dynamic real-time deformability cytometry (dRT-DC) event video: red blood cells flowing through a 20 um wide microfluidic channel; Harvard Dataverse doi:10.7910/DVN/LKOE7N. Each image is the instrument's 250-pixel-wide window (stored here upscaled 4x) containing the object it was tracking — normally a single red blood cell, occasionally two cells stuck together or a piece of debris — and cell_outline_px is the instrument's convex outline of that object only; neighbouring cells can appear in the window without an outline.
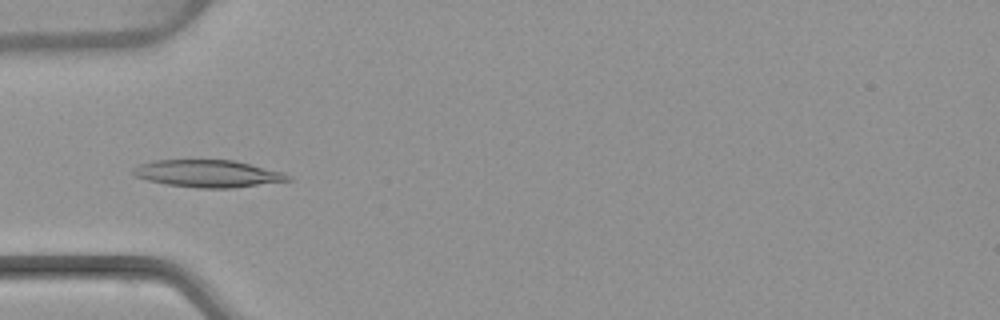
{"species": "common noctule bat (a hibernating species)", "species_latin": "Nyctalus noctula", "temperature_condition": "warm", "stored_images_in_passage": 53, "camera_frame_rate_fps": 3000, "um_per_image_px": 0.085, "animal": {"sex": "female", "body_mass_g": 22.7, "forearm_length_mm": 54.2}, "frame": {"image": 1, "passage_image": 17, "time_ms": 5.333, "image_size_px": [1000, 320], "cell_outline_px": [[292, 180], [232, 188], [200, 188], [164, 184], [148, 180], [136, 176], [132, 172], [132, 168], [140, 164], [152, 160], [232, 160], [284, 172], [292, 176]], "centroid_in_image_um": [17.67, 14.75], "position_along_channel_um": 67.3, "area_um2": 24.57}}
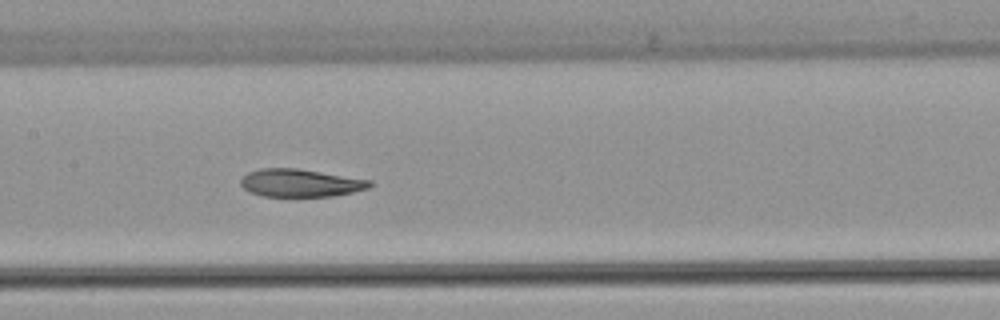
{"frame": {"image": 2, "passage_image": 26, "time_ms": 8.333, "image_size_px": [1000, 320], "cell_outline_px": [[372, 184], [368, 188], [352, 192], [332, 196], [264, 196], [252, 192], [244, 188], [240, 184], [240, 180], [248, 172], [260, 168], [296, 168], [372, 180]], "centroid_in_image_um": [25.53, 15.54], "position_along_channel_um": 181.9, "area_um2": 20.69}}
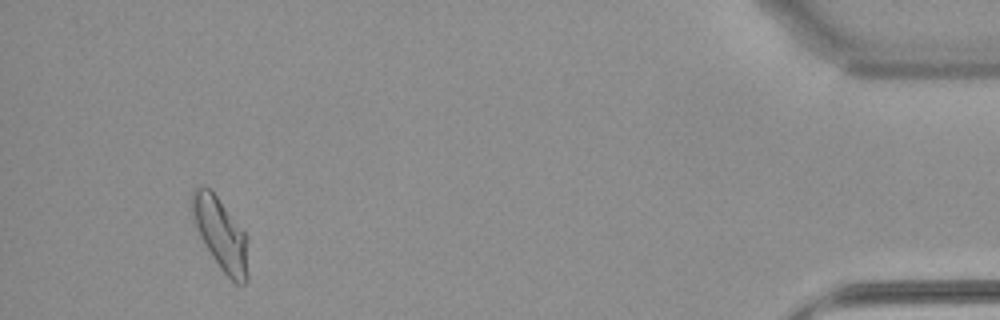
{"frame": {"image": 3, "passage_image": 50, "time_ms": 16.333, "image_size_px": [1000, 320], "cell_outline_px": [[248, 280], [244, 284], [236, 284], [220, 268], [212, 256], [200, 236], [192, 220], [188, 204], [192, 188], [204, 184], [216, 196], [244, 232], [248, 272]], "centroid_in_image_um": [18.67, 19.84], "position_along_channel_um": 416.5, "area_um2": 23.41}, "authors_computed_cell_mechanics": {"area_um2": 22.831, "velocity_mm_per_s": 3.8181, "shape_relaxation_time_tau1_ms": 8.625, "shape_relaxation_time_tau2_ms": 3.2287, "deformation_change_tau1": 0.225, "deformation_change_tau2": 0.0864}}